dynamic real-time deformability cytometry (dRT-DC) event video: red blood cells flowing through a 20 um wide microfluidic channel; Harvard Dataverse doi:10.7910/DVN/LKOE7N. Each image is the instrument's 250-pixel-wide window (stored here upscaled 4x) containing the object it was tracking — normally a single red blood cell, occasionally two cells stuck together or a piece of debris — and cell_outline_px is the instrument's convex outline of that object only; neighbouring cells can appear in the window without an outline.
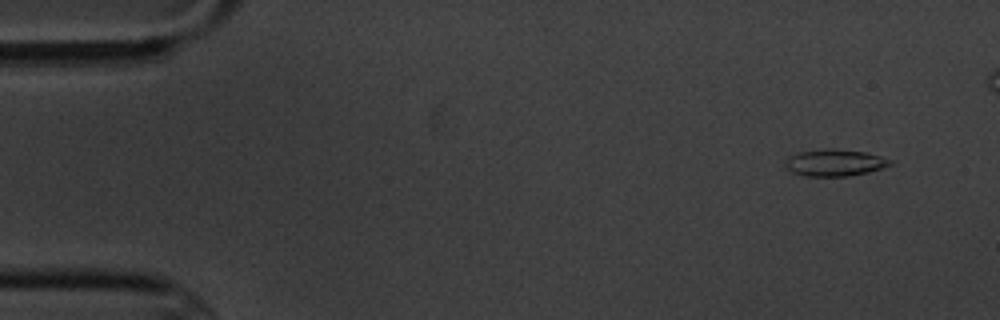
{"species": "common noctule bat (a hibernating species)", "species_latin": "Nyctalus noctula", "temperature_condition": "cold", "stored_images_in_passage": 5, "camera_frame_rate_fps": 3000, "um_per_image_px": 0.085, "animal": {"sex": "male", "body_mass_g": 20.1, "forearm_length_mm": 53.5}, "frame": {"image": 1, "passage_image": 1, "time_ms": 0.0, "image_size_px": [1000, 320], "cell_outline_px": [[892, 164], [868, 172], [848, 176], [804, 176], [792, 172], [784, 164], [784, 160], [788, 156], [800, 152], [832, 148], [868, 152], [892, 160]], "centroid_in_image_um": [70.94, 13.82], "position_along_channel_um": 14.1, "area_um2": 16.36}}